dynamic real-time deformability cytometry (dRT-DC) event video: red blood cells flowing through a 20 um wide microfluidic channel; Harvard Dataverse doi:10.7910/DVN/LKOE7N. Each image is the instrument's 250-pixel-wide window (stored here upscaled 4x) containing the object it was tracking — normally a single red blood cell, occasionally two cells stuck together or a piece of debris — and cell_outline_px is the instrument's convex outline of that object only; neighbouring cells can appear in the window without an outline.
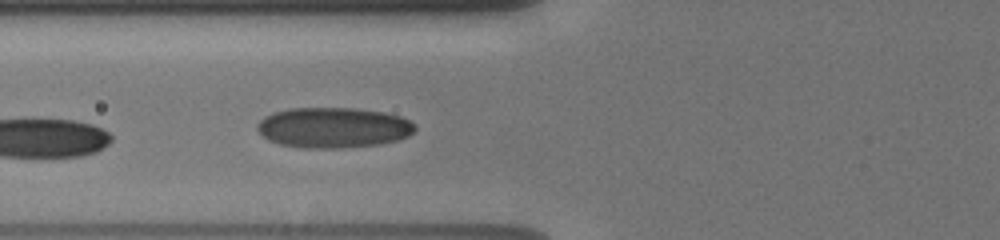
{"species": "human", "species_latin": "Homo sapiens", "temperature_condition": "cold", "stored_images_in_passage": 7, "camera_frame_rate_fps": 3000, "um_per_image_px": 0.085, "donor": {"sex": "male"}, "frame": {"image": 1, "passage_image": 5, "time_ms": 2.333, "image_size_px": [1000, 240], "cell_outline_px": [[416, 128], [408, 136], [396, 140], [380, 144], [336, 148], [304, 148], [280, 144], [268, 140], [256, 128], [256, 124], [264, 116], [272, 112], [288, 108], [356, 108], [384, 112], [400, 116], [416, 124]], "centroid_in_image_um": [28.31, 10.83], "position_along_channel_um": 97.5, "area_um2": 37.28}}